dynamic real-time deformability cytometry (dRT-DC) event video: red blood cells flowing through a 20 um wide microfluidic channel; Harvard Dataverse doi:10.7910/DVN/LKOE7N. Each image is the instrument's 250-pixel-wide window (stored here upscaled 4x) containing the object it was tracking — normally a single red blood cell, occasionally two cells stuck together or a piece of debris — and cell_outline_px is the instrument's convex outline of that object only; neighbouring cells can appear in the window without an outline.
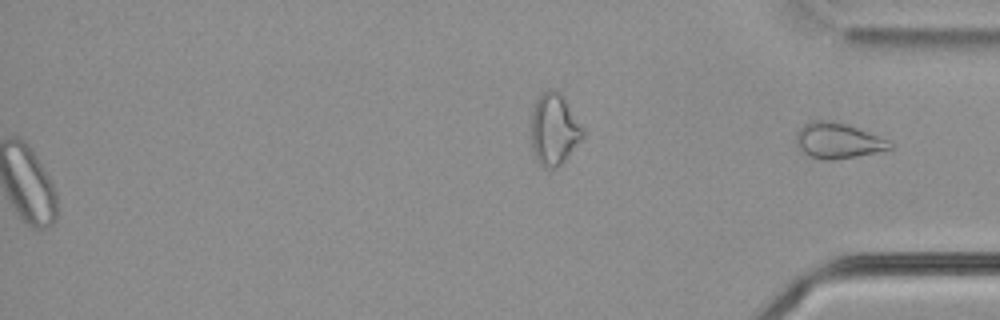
{"species": "common noctule bat (a hibernating species)", "species_latin": "Nyctalus noctula", "temperature_condition": "cold", "stored_images_in_passage": 58, "segment_of_instrument_passage": [2, 2], "camera_frame_rate_fps": 3000, "um_per_image_px": 0.085, "animal": {"sex": "male", "body_mass_g": 21.5, "forearm_length_mm": 52.0}, "frame": {"image": 1, "passage_image": 58, "time_ms": 19.0, "image_size_px": [1000, 320], "cell_outline_px": [[892, 148], [876, 152], [856, 156], [832, 160], [824, 160], [812, 156], [804, 152], [796, 144], [796, 132], [804, 124], [812, 120], [832, 120], [848, 124], [888, 140], [892, 144]], "centroid_in_image_um": [71.2, 11.93], "position_along_channel_um": 364.0, "area_um2": 19.25}}